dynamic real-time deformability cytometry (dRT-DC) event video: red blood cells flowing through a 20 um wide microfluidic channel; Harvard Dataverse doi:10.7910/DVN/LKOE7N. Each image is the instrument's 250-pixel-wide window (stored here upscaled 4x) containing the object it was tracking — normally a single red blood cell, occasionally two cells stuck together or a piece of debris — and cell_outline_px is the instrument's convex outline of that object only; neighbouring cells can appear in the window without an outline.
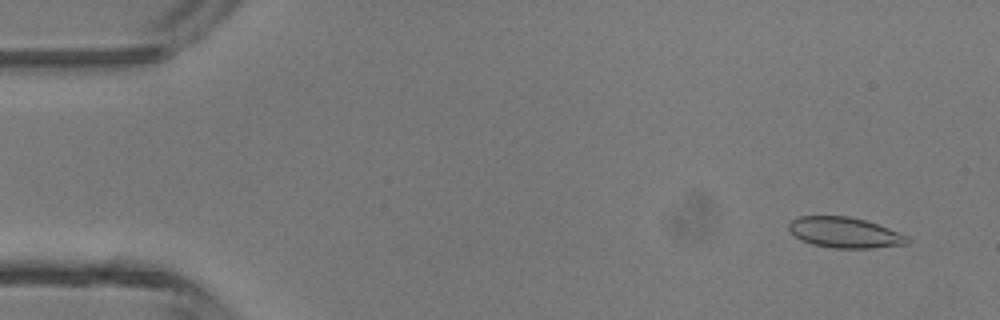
{"species": "common noctule bat (a hibernating species)", "species_latin": "Nyctalus noctula", "temperature_condition": "room temperature", "stored_images_in_passage": 46, "camera_frame_rate_fps": 3000, "um_per_image_px": 0.085, "animal": {"sex": "male", "body_mass_g": 13.3}, "frame": {"image": 1, "passage_image": 3, "time_ms": 0.667, "image_size_px": [1000, 320], "cell_outline_px": [[908, 244], [872, 248], [832, 248], [812, 244], [800, 240], [788, 228], [788, 224], [796, 216], [848, 216], [864, 220], [888, 228], [908, 236]], "centroid_in_image_um": [71.77, 19.77], "position_along_channel_um": 13.2, "area_um2": 21.04}}
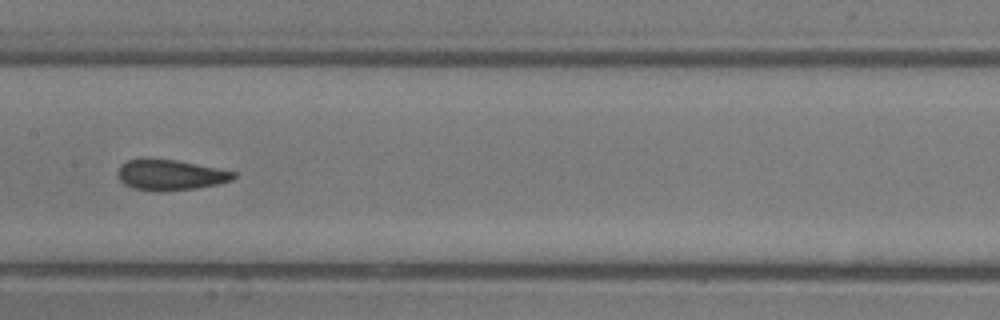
{"frame": {"image": 2, "passage_image": 23, "time_ms": 7.333, "image_size_px": [1000, 320], "cell_outline_px": [[236, 176], [232, 180], [220, 184], [196, 188], [132, 188], [124, 184], [116, 176], [116, 172], [120, 164], [128, 160], [176, 160], [236, 172]], "centroid_in_image_um": [14.49, 14.84], "position_along_channel_um": 192.9, "area_um2": 19.59}}
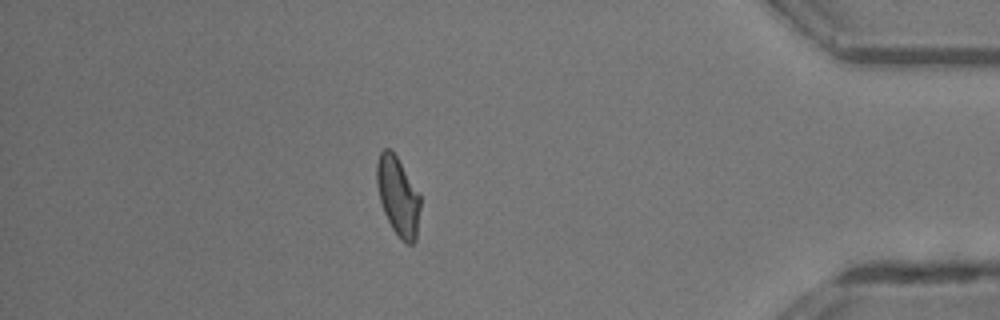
{"frame": {"image": 3, "passage_image": 40, "time_ms": 13.0, "image_size_px": [1000, 320], "cell_outline_px": [[420, 208], [416, 240], [412, 244], [408, 244], [400, 240], [392, 228], [380, 204], [376, 184], [376, 164], [380, 152], [384, 148], [388, 148], [396, 156], [420, 192]], "centroid_in_image_um": [33.83, 16.69], "position_along_channel_um": 401.4, "area_um2": 20.23}, "authors_computed_cell_mechanics": {"area_um2": 20.6057, "velocity_mm_per_s": 4.4596, "shape_relaxation_time_tau1_ms": null, "shape_relaxation_time_tau2_ms": 1.2452, "deformation_change_tau1": null, "deformation_change_tau2": 0.0688}}